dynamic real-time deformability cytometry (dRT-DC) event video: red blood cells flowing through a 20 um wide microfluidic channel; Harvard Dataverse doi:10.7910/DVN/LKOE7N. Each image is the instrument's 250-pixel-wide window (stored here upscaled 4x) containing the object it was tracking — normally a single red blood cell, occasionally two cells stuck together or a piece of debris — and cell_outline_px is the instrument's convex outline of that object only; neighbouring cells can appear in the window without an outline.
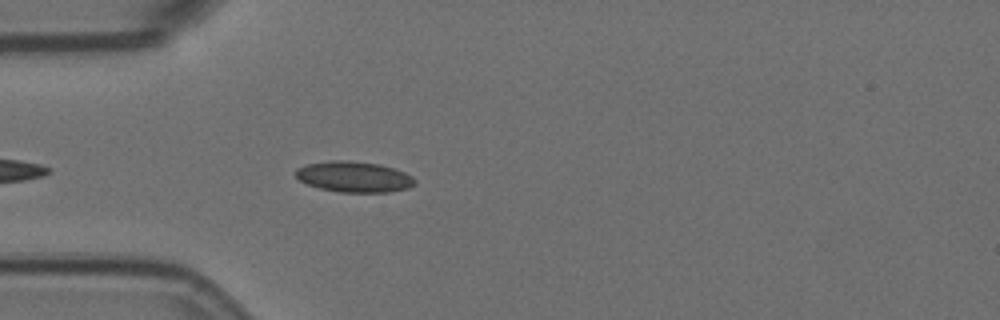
{"species": "Egyptian fruit bat (a non-hibernating species)", "species_latin": "Rousettus aegyptiacus", "temperature_condition": "room temperature", "stored_images_in_passage": 21, "camera_frame_rate_fps": 3000, "um_per_image_px": 0.085, "animal": {"sex": "female"}, "frame": {"image": 1, "passage_image": 4, "time_ms": 1.0, "image_size_px": [1000, 320], "cell_outline_px": [[416, 184], [408, 188], [388, 192], [340, 192], [320, 188], [308, 184], [300, 180], [292, 172], [296, 168], [308, 164], [332, 160], [348, 160], [380, 164], [404, 172], [412, 176], [416, 180]], "centroid_in_image_um": [30.08, 15.02], "position_along_channel_um": 54.9, "area_um2": 21.39}}
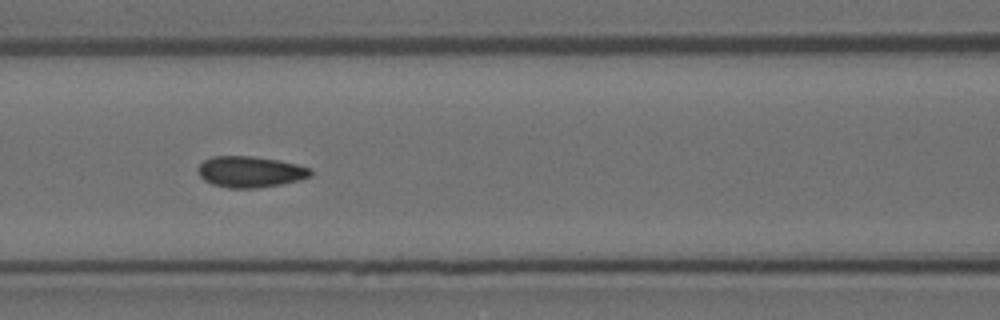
{"frame": {"image": 2, "passage_image": 12, "time_ms": 3.667, "image_size_px": [1000, 320], "cell_outline_px": [[312, 176], [300, 180], [280, 184], [256, 188], [228, 188], [212, 184], [204, 180], [200, 176], [200, 164], [204, 160], [212, 156], [252, 156], [280, 160], [312, 168]], "centroid_in_image_um": [21.31, 14.6], "position_along_channel_um": 145.3, "area_um2": 20.4}}
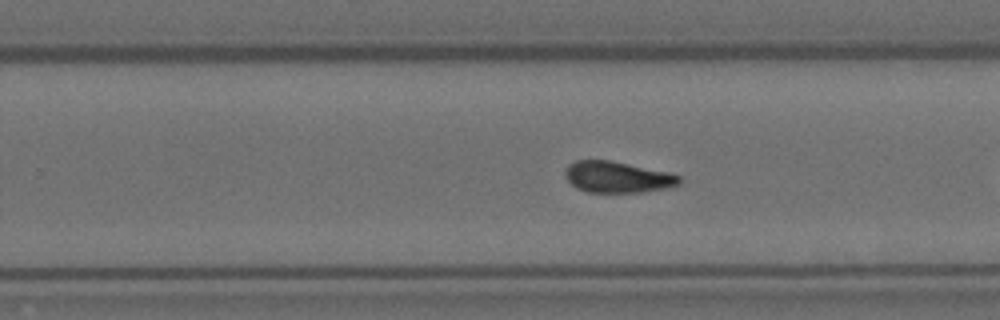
{"frame": {"image": 3, "passage_image": 20, "time_ms": 6.333, "image_size_px": [1000, 320], "cell_outline_px": [[680, 184], [668, 188], [640, 192], [588, 192], [576, 188], [564, 176], [564, 172], [568, 164], [576, 160], [612, 160], [668, 172], [680, 176]], "centroid_in_image_um": [52.46, 15.04], "position_along_channel_um": 277.3, "area_um2": 20.87}}